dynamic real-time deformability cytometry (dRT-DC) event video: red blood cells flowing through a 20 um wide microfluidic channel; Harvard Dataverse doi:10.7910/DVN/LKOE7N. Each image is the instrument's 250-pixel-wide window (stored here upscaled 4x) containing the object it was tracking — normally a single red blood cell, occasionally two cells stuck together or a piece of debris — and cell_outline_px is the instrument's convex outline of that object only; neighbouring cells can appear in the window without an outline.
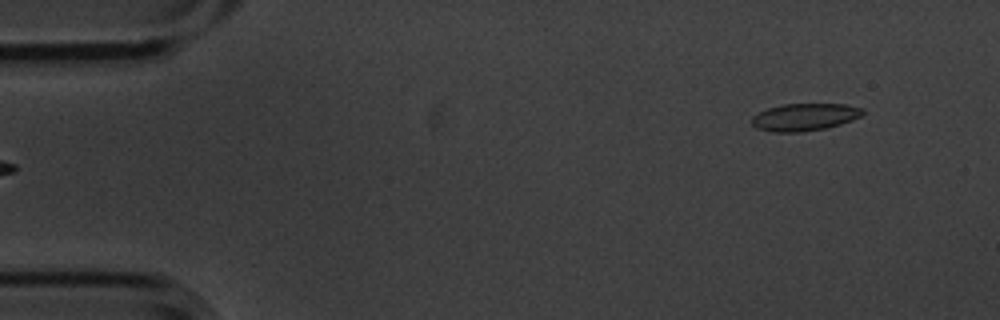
{"species": "common noctule bat (a hibernating species)", "species_latin": "Nyctalus noctula", "temperature_condition": "cold", "stored_images_in_passage": 4, "camera_frame_rate_fps": 3000, "um_per_image_px": 0.085, "animal": {"sex": "male", "body_mass_g": 20.1, "forearm_length_mm": 53.5}, "frame": {"image": 1, "passage_image": 4, "time_ms": 1.0, "image_size_px": [1000, 320], "cell_outline_px": [[864, 112], [860, 116], [852, 120], [840, 124], [824, 128], [800, 132], [772, 132], [756, 128], [752, 124], [752, 116], [768, 108], [784, 104], [848, 104], [864, 108]], "centroid_in_image_um": [68.4, 9.94], "position_along_channel_um": 16.6, "area_um2": 17.63}}